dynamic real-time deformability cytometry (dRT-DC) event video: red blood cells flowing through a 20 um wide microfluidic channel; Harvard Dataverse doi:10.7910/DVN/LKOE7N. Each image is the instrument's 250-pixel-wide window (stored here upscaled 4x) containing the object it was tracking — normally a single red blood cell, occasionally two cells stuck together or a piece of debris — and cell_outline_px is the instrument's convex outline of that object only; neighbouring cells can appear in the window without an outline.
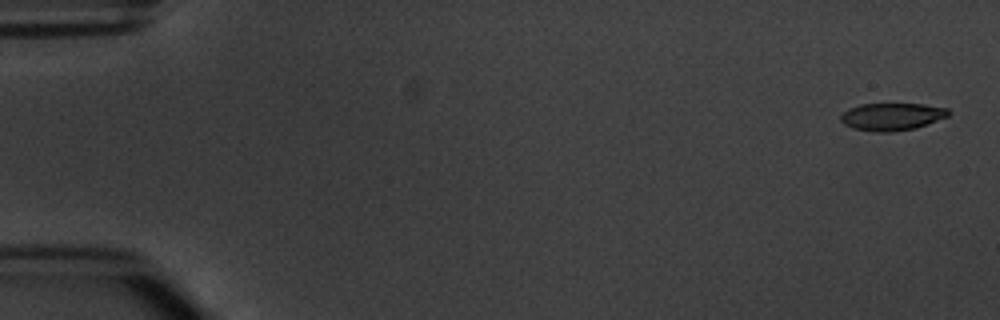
{"species": "common noctule bat (a hibernating species)", "species_latin": "Nyctalus noctula", "temperature_condition": "warm", "stored_images_in_passage": 5, "camera_frame_rate_fps": 3000, "um_per_image_px": 0.085, "animal": {"sex": "male", "body_mass_g": 20.1, "forearm_length_mm": 53.5}, "frame": {"image": 1, "passage_image": 1, "time_ms": 0.0, "image_size_px": [1000, 320], "cell_outline_px": [[952, 112], [948, 116], [928, 124], [916, 128], [892, 132], [876, 132], [852, 128], [844, 124], [840, 120], [840, 116], [848, 108], [860, 104], [924, 104], [948, 108]], "centroid_in_image_um": [75.82, 9.91], "position_along_channel_um": 9.2, "area_um2": 17.4}}